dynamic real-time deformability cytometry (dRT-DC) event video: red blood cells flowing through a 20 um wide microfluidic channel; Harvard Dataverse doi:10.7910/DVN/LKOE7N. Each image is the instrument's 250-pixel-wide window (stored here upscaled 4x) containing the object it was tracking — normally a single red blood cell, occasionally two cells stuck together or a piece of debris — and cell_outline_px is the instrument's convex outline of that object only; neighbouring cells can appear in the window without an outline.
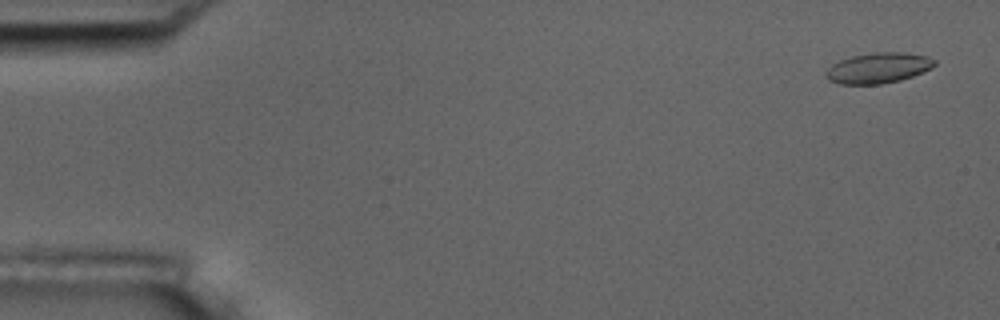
{"species": "common noctule bat (a hibernating species)", "species_latin": "Nyctalus noctula", "temperature_condition": "room temperature", "stored_images_in_passage": 4, "camera_frame_rate_fps": 3000, "um_per_image_px": 0.085, "animal": {"sex": "male", "body_mass_g": 17.5, "forearm_length_mm": 52.3}, "frame": {"image": 1, "passage_image": 1, "time_ms": 0.0, "image_size_px": [1000, 320], "cell_outline_px": [[936, 64], [932, 68], [912, 76], [900, 80], [880, 84], [840, 84], [828, 80], [828, 68], [832, 64], [840, 60], [852, 56], [872, 52], [900, 52], [928, 56], [936, 60]], "centroid_in_image_um": [74.68, 5.77], "position_along_channel_um": 10.3, "area_um2": 19.19}}